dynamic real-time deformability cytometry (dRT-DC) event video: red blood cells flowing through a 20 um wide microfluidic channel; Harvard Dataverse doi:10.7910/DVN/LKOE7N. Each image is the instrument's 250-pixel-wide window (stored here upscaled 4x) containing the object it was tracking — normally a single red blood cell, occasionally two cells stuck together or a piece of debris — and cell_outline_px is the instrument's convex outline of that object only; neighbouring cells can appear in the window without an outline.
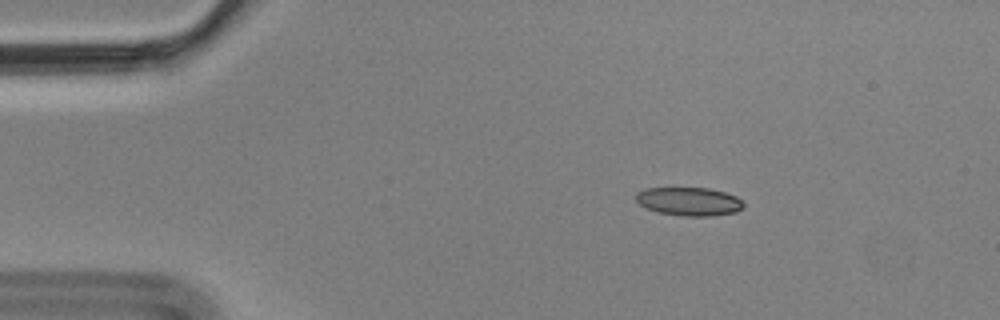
{"species": "Egyptian fruit bat (a non-hibernating species)", "species_latin": "Rousettus aegyptiacus", "temperature_condition": "cold", "stored_images_in_passage": 3, "camera_frame_rate_fps": 3000, "um_per_image_px": 0.085, "animal": {"sex": "male"}, "frame": {"image": 1, "passage_image": 2, "time_ms": 0.333, "image_size_px": [1000, 320], "cell_outline_px": [[744, 208], [736, 212], [708, 216], [684, 216], [656, 212], [640, 204], [636, 200], [636, 192], [644, 188], [708, 188], [724, 192], [736, 196], [744, 204]], "centroid_in_image_um": [58.56, 17.12], "position_along_channel_um": 26.4, "area_um2": 17.8}}